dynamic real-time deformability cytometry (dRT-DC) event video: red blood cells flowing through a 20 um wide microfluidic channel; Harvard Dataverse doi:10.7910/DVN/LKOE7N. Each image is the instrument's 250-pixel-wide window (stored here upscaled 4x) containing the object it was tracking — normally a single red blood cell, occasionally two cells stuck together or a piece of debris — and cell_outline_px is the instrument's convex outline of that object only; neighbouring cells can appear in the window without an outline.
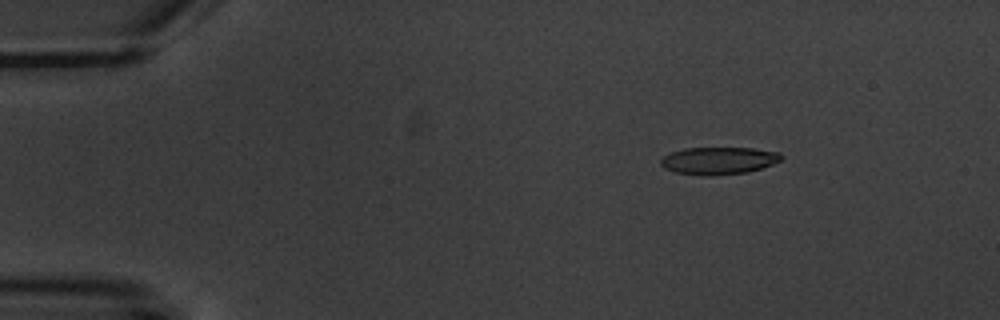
{"species": "common noctule bat (a hibernating species)", "species_latin": "Nyctalus noctula", "temperature_condition": "warm", "stored_images_in_passage": 9, "camera_frame_rate_fps": 3000, "um_per_image_px": 0.085, "animal": {"sex": "male", "body_mass_g": 20.1, "forearm_length_mm": 53.5}, "frame": {"image": 1, "passage_image": 2, "time_ms": 2.0, "image_size_px": [1000, 320], "cell_outline_px": [[784, 156], [780, 160], [772, 164], [748, 172], [712, 176], [700, 176], [676, 172], [664, 168], [660, 164], [660, 160], [664, 156], [672, 152], [684, 148], [752, 148], [780, 152]], "centroid_in_image_um": [61.08, 13.66], "position_along_channel_um": 23.9, "area_um2": 19.31}}
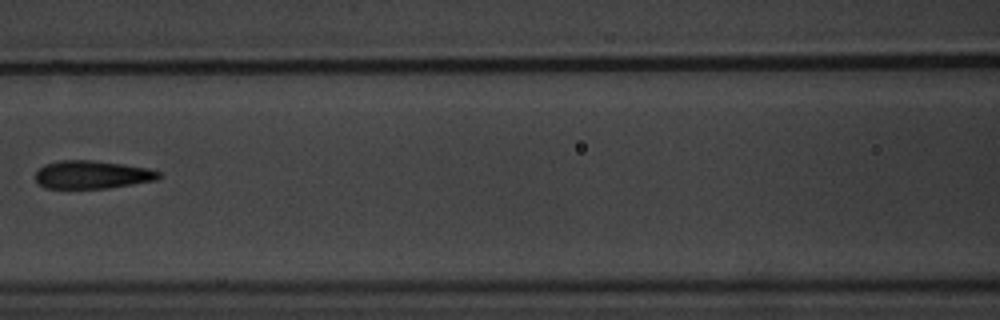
{"frame": {"image": 2, "passage_image": 7, "time_ms": 8.0, "image_size_px": [1000, 320], "cell_outline_px": [[160, 176], [156, 180], [108, 188], [44, 188], [36, 184], [36, 172], [44, 164], [60, 160], [92, 160], [124, 164], [148, 168], [160, 172]], "centroid_in_image_um": [7.8, 14.84], "position_along_channel_um": 158.8, "area_um2": 20.23}}
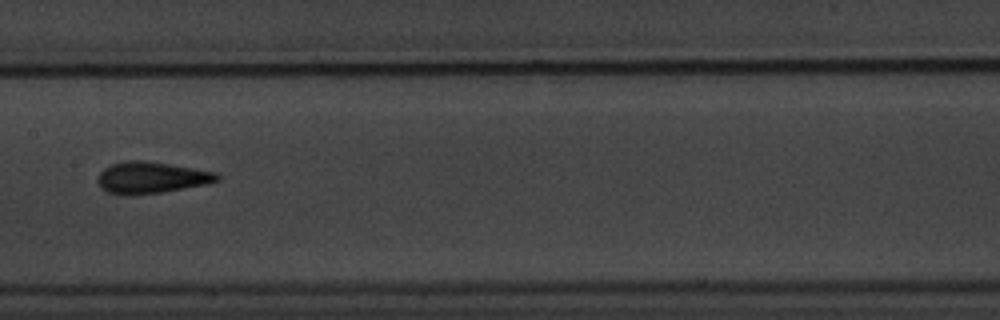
{"frame": {"image": 3, "passage_image": 8, "time_ms": 9.0, "image_size_px": [1000, 320], "cell_outline_px": [[220, 180], [204, 184], [160, 192], [132, 196], [108, 192], [100, 188], [96, 180], [96, 176], [104, 168], [112, 164], [128, 160], [144, 160], [216, 172], [220, 176]], "centroid_in_image_um": [12.79, 15.1], "position_along_channel_um": 194.6, "area_um2": 21.85}}